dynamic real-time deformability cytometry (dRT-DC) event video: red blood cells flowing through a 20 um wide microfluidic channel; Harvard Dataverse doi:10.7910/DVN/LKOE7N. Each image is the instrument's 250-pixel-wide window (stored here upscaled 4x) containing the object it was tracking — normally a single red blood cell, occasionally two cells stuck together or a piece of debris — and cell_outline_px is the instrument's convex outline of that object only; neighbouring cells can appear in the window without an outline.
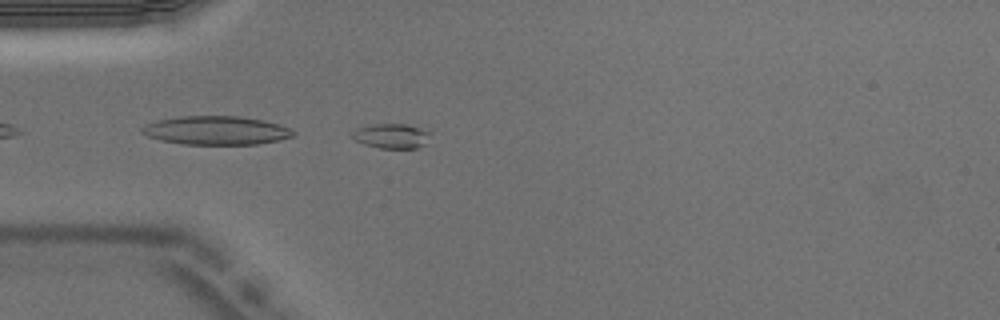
{"species": "Egyptian fruit bat (a non-hibernating species)", "species_latin": "Rousettus aegyptiacus", "temperature_condition": "warm", "stored_images_in_passage": 37, "segment_of_instrument_passage": [1, 2], "camera_frame_rate_fps": 3000, "um_per_image_px": 0.085, "animal": {"sex": "male"}, "frame": {"image": 1, "passage_image": 1, "time_ms": 0.0, "image_size_px": [1000, 320], "cell_outline_px": [[432, 132], [428, 144], [416, 148], [380, 148], [364, 144], [356, 140], [352, 136], [352, 132], [356, 128], [372, 124], [408, 124]], "centroid_in_image_um": [33.34, 11.55], "position_along_channel_um": 51.7, "area_um2": 11.44}}
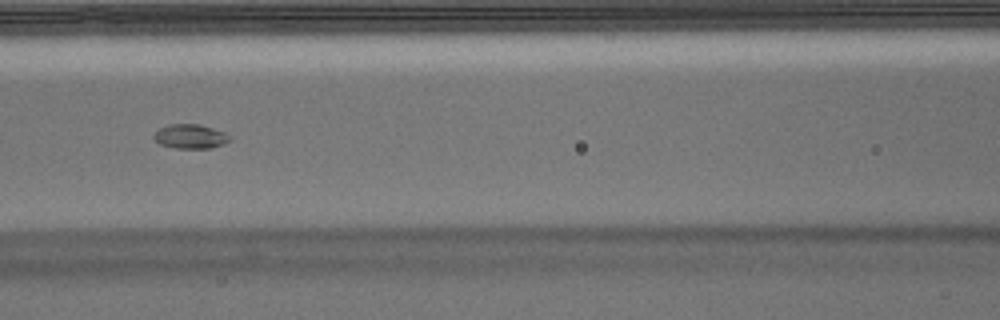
{"frame": {"image": 2, "passage_image": 9, "time_ms": 2.667, "image_size_px": [1000, 320], "cell_outline_px": [[232, 136], [224, 144], [208, 148], [176, 148], [160, 144], [152, 136], [160, 128], [168, 124], [200, 124], [224, 132]], "centroid_in_image_um": [16.18, 11.59], "position_along_channel_um": 150.4, "area_um2": 10.64}}
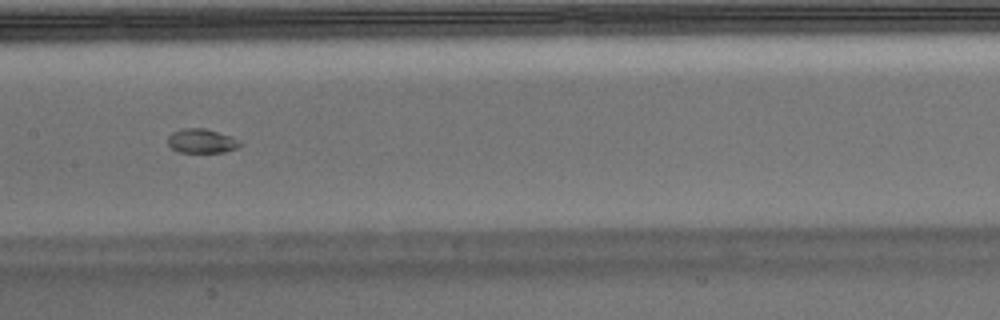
{"frame": {"image": 3, "passage_image": 12, "time_ms": 3.667, "image_size_px": [1000, 320], "cell_outline_px": [[240, 144], [236, 148], [224, 152], [180, 152], [172, 148], [168, 144], [168, 136], [172, 132], [180, 128], [204, 128], [232, 136], [240, 140]], "centroid_in_image_um": [17.12, 11.97], "position_along_channel_um": 190.3, "area_um2": 10.17}}